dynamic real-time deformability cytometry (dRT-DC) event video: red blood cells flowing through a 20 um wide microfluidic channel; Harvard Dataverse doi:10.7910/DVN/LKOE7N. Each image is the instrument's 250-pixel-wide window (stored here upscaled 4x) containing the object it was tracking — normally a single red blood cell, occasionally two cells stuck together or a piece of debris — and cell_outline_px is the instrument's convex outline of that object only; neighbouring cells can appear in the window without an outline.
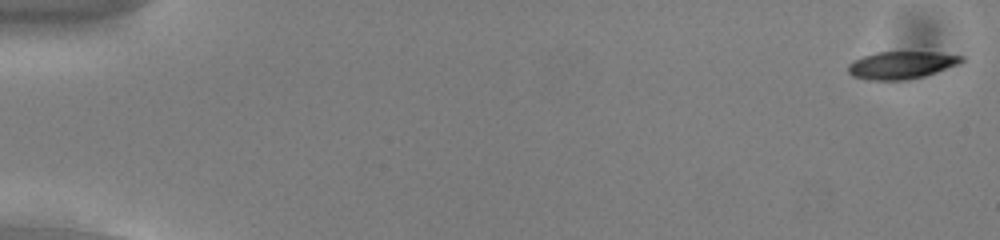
{"species": "common noctule bat (a hibernating species)", "species_latin": "Nyctalus noctula", "temperature_condition": "cold", "stored_images_in_passage": 54, "camera_frame_rate_fps": 3000, "um_per_image_px": 0.085, "animal": {"sex": "male", "body_mass_g": 13.0, "forearm_length_mm": 53.1}, "frame": {"image": 1, "passage_image": 1, "time_ms": 0.0, "image_size_px": [1000, 240], "cell_outline_px": [[964, 60], [960, 64], [924, 76], [900, 80], [864, 80], [852, 76], [848, 72], [848, 64], [864, 56], [876, 52], [936, 52], [964, 56]], "centroid_in_image_um": [76.62, 5.53], "position_along_channel_um": 8.4, "area_um2": 18.15}}
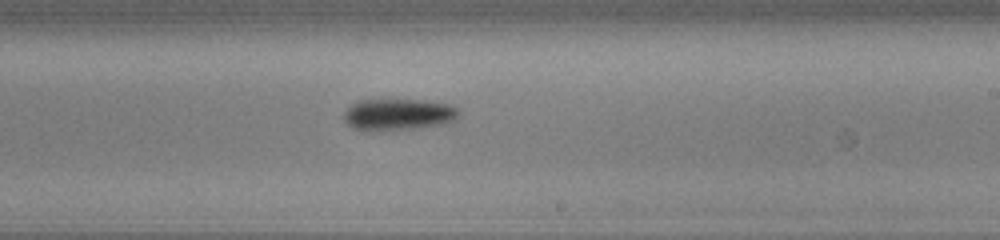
{"frame": {"image": 2, "passage_image": 33, "time_ms": 10.667, "image_size_px": [1000, 240], "cell_outline_px": [[460, 112], [452, 120], [440, 124], [416, 128], [384, 132], [368, 132], [352, 128], [344, 120], [344, 112], [352, 104], [360, 100], [416, 100], [448, 104], [456, 108]], "centroid_in_image_um": [33.76, 9.76], "position_along_channel_um": 255.2, "area_um2": 21.15}}
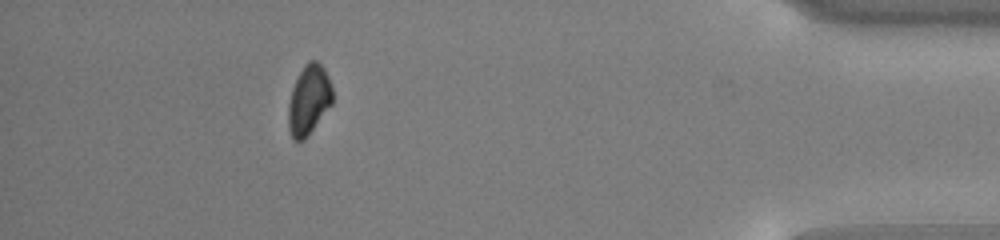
{"frame": {"image": 3, "passage_image": 49, "time_ms": 16.0, "image_size_px": [1000, 240], "cell_outline_px": [[332, 104], [308, 136], [304, 140], [292, 140], [288, 128], [288, 104], [292, 88], [304, 64], [308, 60], [316, 60], [324, 68], [328, 76], [332, 88]], "centroid_in_image_um": [26.24, 8.5], "position_along_channel_um": 409.0, "area_um2": 18.03}, "authors_computed_cell_mechanics": {"area_um2": 19.5075, "velocity_mm_per_s": 3.8161, "shape_relaxation_time_tau1_ms": 2.6002, "shape_relaxation_time_tau2_ms": null, "deformation_change_tau1": 0.0735, "deformation_change_tau2": null}}